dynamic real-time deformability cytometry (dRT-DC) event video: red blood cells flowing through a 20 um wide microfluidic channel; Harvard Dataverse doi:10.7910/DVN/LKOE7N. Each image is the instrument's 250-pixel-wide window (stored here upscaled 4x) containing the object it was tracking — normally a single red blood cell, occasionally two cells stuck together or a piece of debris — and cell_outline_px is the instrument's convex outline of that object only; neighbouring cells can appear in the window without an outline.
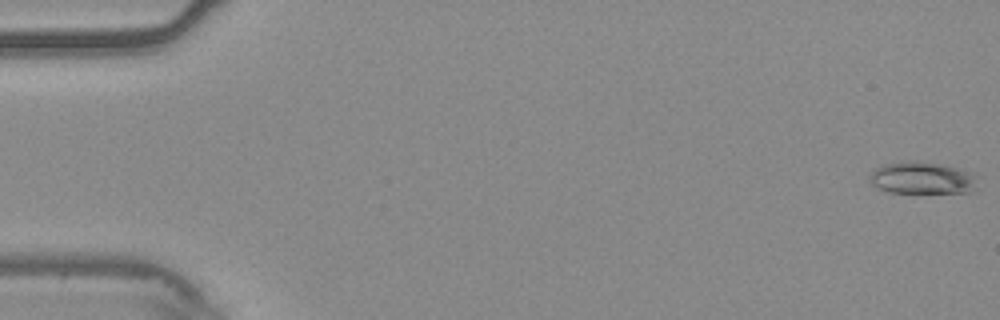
{"species": "common noctule bat (a hibernating species)", "species_latin": "Nyctalus noctula", "temperature_condition": "warm", "stored_images_in_passage": 55, "camera_frame_rate_fps": 3000, "um_per_image_px": 0.085, "animal": {"sex": "male", "body_mass_g": 20.4}, "frame": {"image": 1, "passage_image": 1, "time_ms": 0.0, "image_size_px": [1000, 320], "cell_outline_px": [[976, 176], [968, 192], [888, 192], [872, 184], [868, 180], [868, 176], [876, 168], [884, 164], [900, 160], [916, 160], [940, 164], [956, 168], [968, 172]], "centroid_in_image_um": [78.25, 15.09], "position_along_channel_um": 6.8, "area_um2": 19.77}}
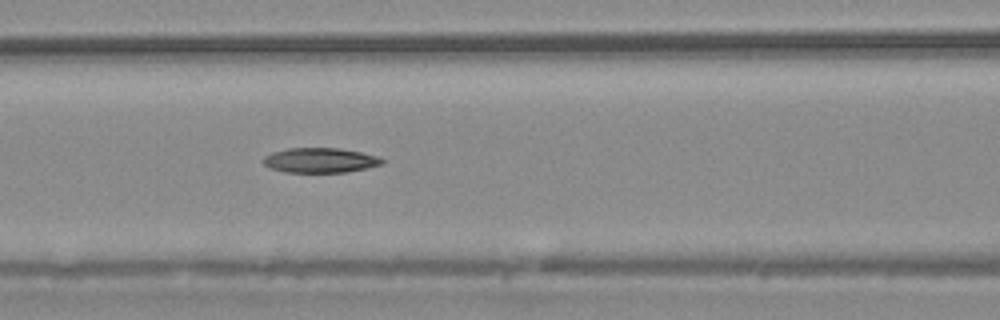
{"frame": {"image": 2, "passage_image": 24, "time_ms": 7.667, "image_size_px": [1000, 320], "cell_outline_px": [[384, 164], [368, 168], [348, 172], [284, 172], [268, 168], [260, 160], [264, 156], [272, 152], [288, 148], [340, 148], [360, 152], [376, 156], [384, 160]], "centroid_in_image_um": [27.18, 13.63], "position_along_channel_um": 139.4, "area_um2": 17.4}}
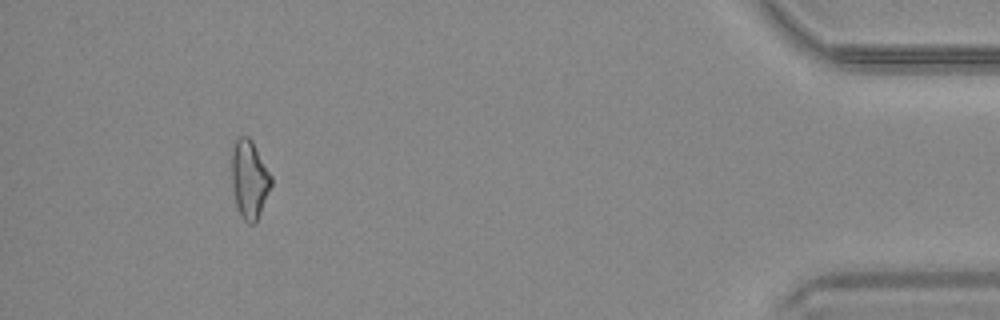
{"frame": {"image": 3, "passage_image": 51, "time_ms": 16.667, "image_size_px": [1000, 320], "cell_outline_px": [[272, 184], [256, 224], [248, 224], [240, 216], [236, 204], [232, 184], [232, 144], [236, 136], [248, 136], [252, 140], [272, 176]], "centroid_in_image_um": [21.19, 15.23], "position_along_channel_um": 414.0, "area_um2": 18.26}}